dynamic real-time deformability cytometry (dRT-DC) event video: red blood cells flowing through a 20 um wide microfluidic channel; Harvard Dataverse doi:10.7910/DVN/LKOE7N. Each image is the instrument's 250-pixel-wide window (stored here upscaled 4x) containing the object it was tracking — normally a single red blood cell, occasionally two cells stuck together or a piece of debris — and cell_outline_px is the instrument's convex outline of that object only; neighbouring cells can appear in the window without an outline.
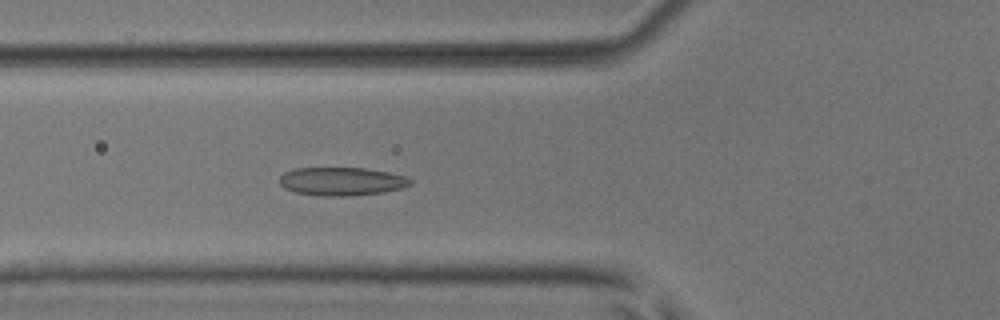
{"species": "common noctule bat (a hibernating species)", "species_latin": "Nyctalus noctula", "temperature_condition": "room temperature", "stored_images_in_passage": 5, "camera_frame_rate_fps": 3000, "um_per_image_px": 0.085, "animal": {"sex": "male", "body_mass_g": 17.9, "forearm_length_mm": 54.2}, "frame": {"image": 1, "passage_image": 5, "time_ms": 5.333, "image_size_px": [1000, 320], "cell_outline_px": [[412, 184], [400, 188], [380, 192], [348, 196], [320, 196], [292, 192], [284, 188], [280, 184], [280, 176], [284, 172], [296, 168], [364, 168], [388, 172], [408, 176], [412, 180]], "centroid_in_image_um": [29.01, 15.41], "position_along_channel_um": 96.8, "area_um2": 21.62}}